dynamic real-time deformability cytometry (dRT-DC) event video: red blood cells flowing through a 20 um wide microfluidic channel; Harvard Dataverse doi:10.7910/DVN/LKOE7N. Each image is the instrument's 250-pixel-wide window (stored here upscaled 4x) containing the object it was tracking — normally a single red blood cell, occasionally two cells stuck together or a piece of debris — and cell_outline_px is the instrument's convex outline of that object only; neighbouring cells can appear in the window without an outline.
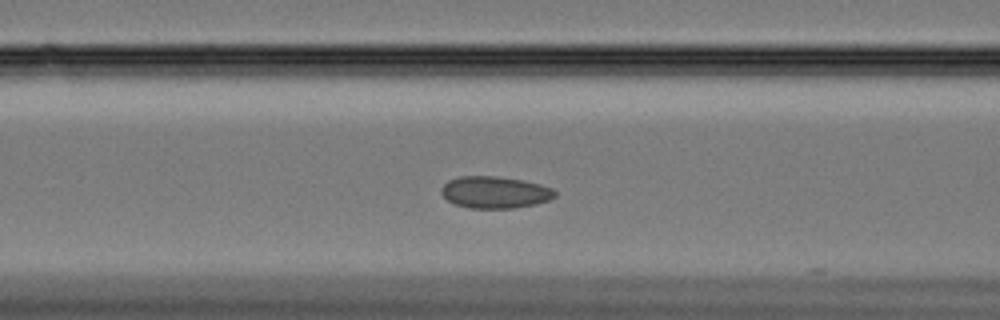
{"species": "Egyptian fruit bat (a non-hibernating species)", "species_latin": "Rousettus aegyptiacus", "temperature_condition": "cold", "stored_images_in_passage": 46, "camera_frame_rate_fps": 3000, "um_per_image_px": 0.085, "animal": {"sex": "female"}, "frame": {"image": 1, "passage_image": 10, "time_ms": 3.0, "image_size_px": [1000, 320], "cell_outline_px": [[556, 196], [548, 200], [536, 204], [512, 208], [468, 208], [456, 204], [448, 200], [440, 192], [440, 188], [448, 180], [460, 176], [496, 176], [520, 180], [540, 184], [552, 188], [556, 192]], "centroid_in_image_um": [42.05, 16.34], "position_along_channel_um": 124.6, "area_um2": 21.04}}
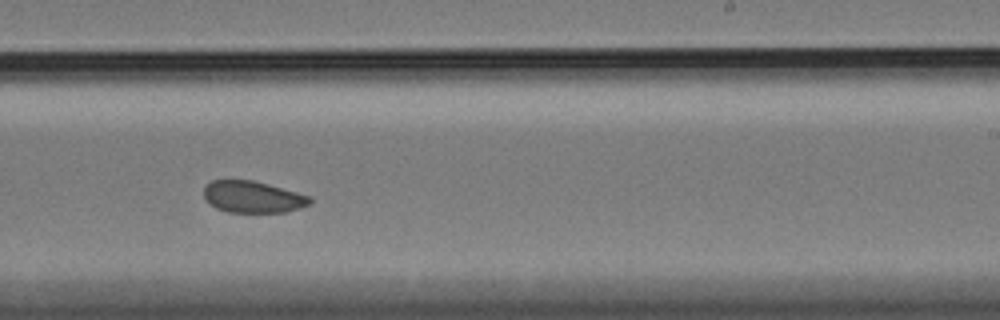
{"frame": {"image": 2, "passage_image": 23, "time_ms": 7.333, "image_size_px": [1000, 320], "cell_outline_px": [[312, 200], [308, 204], [300, 208], [284, 212], [228, 212], [216, 208], [204, 196], [204, 188], [212, 180], [252, 180], [268, 184], [308, 196]], "centroid_in_image_um": [21.47, 16.74], "position_along_channel_um": 267.5, "area_um2": 19.19}}
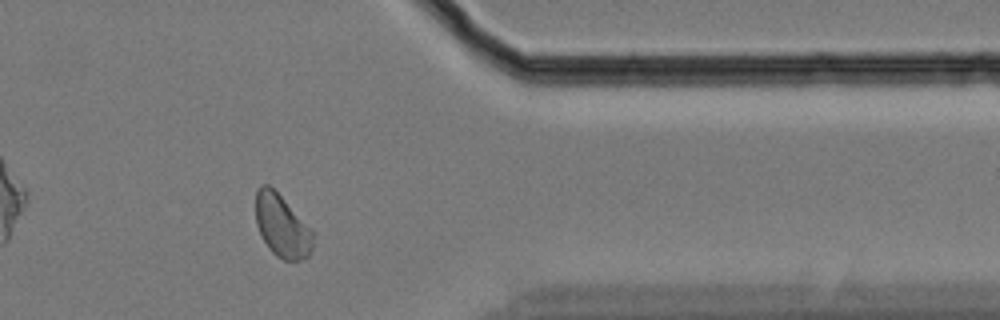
{"frame": {"image": 3, "passage_image": 35, "time_ms": 11.333, "image_size_px": [1000, 320], "cell_outline_px": [[316, 232], [312, 248], [308, 256], [300, 260], [284, 260], [276, 256], [268, 248], [260, 236], [256, 224], [256, 192], [260, 184], [268, 184]], "centroid_in_image_um": [23.98, 19.23], "position_along_channel_um": 387.4, "area_um2": 21.1}, "authors_computed_cell_mechanics": {"area_um2": 20.7791, "velocity_mm_per_s": 3.3071, "shape_relaxation_time_tau1_ms": 3.7894, "shape_relaxation_time_tau2_ms": 2.3025, "deformation_change_tau1": 0.0577, "deformation_change_tau2": 0.0696}}